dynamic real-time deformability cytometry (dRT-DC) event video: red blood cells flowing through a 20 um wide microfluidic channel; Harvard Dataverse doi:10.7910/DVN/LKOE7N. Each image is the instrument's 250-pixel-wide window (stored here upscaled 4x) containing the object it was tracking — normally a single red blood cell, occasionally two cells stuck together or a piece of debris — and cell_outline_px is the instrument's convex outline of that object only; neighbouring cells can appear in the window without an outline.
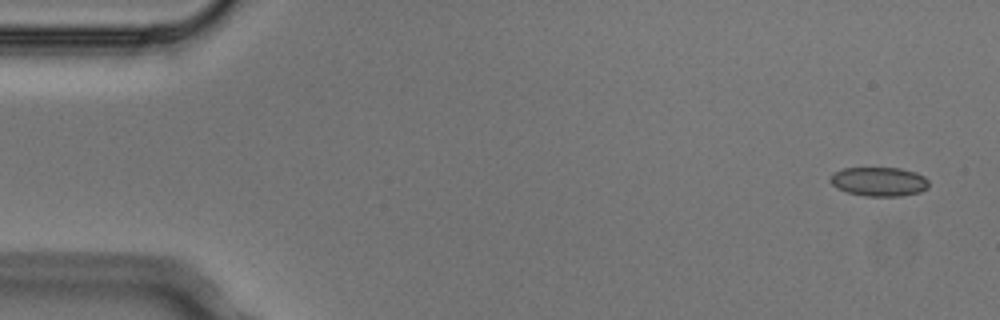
{"species": "Egyptian fruit bat (a non-hibernating species)", "species_latin": "Rousettus aegyptiacus", "temperature_condition": "cold", "stored_images_in_passage": 4, "camera_frame_rate_fps": 3000, "um_per_image_px": 0.085, "animal": {"sex": "male"}, "frame": {"image": 1, "passage_image": 1, "time_ms": 0.0, "image_size_px": [1000, 320], "cell_outline_px": [[928, 188], [920, 192], [900, 196], [864, 196], [848, 192], [836, 188], [828, 180], [832, 172], [844, 168], [900, 168], [916, 172], [924, 176], [928, 180]], "centroid_in_image_um": [74.7, 15.43], "position_along_channel_um": 10.3, "area_um2": 16.88}}
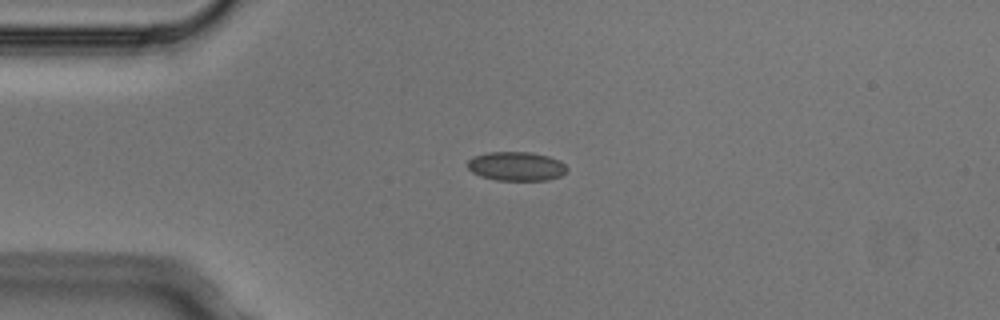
{"frame": {"image": 2, "passage_image": 4, "time_ms": 1.0, "image_size_px": [1000, 320], "cell_outline_px": [[568, 168], [560, 176], [548, 180], [496, 180], [480, 176], [472, 172], [468, 168], [468, 160], [472, 156], [488, 152], [532, 152], [548, 156], [560, 160]], "centroid_in_image_um": [43.87, 14.12], "position_along_channel_um": 41.1, "area_um2": 16.88}}